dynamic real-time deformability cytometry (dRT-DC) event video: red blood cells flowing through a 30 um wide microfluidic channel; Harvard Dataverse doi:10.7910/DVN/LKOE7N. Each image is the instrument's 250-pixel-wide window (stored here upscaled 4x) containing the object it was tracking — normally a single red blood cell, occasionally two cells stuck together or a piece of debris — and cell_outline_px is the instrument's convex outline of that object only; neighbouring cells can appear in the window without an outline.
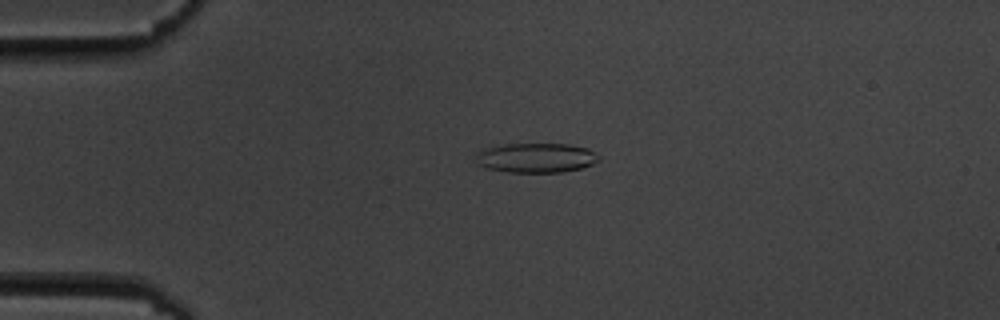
{"species": "common noctule bat (a hibernating species)", "species_latin": "Nyctalus noctula", "temperature_condition": "cold", "stored_images_in_passage": 4, "camera_frame_rate_fps": 3000, "um_per_image_px": 0.085, "animal": {"sex": "male", "body_mass_g": 19.5, "forearm_length_mm": 54.6}, "frame": {"image": 1, "passage_image": 3, "time_ms": 2.333, "image_size_px": [1000, 320], "cell_outline_px": [[600, 160], [592, 164], [580, 168], [564, 172], [508, 172], [488, 168], [480, 164], [476, 160], [476, 152], [484, 148], [504, 144], [568, 144], [588, 148], [600, 156]], "centroid_in_image_um": [45.58, 13.41], "position_along_channel_um": 39.4, "area_um2": 21.21}}